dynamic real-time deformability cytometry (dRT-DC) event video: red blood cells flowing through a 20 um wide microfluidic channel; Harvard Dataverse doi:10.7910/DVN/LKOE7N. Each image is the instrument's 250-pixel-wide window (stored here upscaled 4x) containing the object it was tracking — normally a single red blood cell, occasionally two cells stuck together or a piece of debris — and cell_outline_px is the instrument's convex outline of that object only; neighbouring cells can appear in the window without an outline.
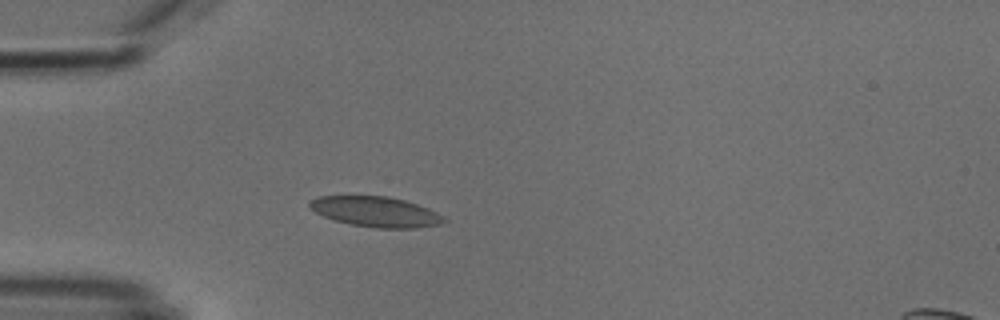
{"species": "common noctule bat (a hibernating species)", "species_latin": "Nyctalus noctula", "temperature_condition": "cold", "stored_images_in_passage": 5, "camera_frame_rate_fps": 3000, "um_per_image_px": 0.085, "animal": {"sex": "male", "body_mass_g": 18.8}, "frame": {"image": 1, "passage_image": 5, "time_ms": 4.667, "image_size_px": [1000, 320], "cell_outline_px": [[448, 220], [440, 224], [416, 228], [376, 228], [352, 224], [336, 220], [324, 216], [308, 208], [308, 200], [320, 196], [388, 196], [404, 200], [428, 208], [444, 216]], "centroid_in_image_um": [31.94, 17.99], "position_along_channel_um": 53.1, "area_um2": 23.64}}